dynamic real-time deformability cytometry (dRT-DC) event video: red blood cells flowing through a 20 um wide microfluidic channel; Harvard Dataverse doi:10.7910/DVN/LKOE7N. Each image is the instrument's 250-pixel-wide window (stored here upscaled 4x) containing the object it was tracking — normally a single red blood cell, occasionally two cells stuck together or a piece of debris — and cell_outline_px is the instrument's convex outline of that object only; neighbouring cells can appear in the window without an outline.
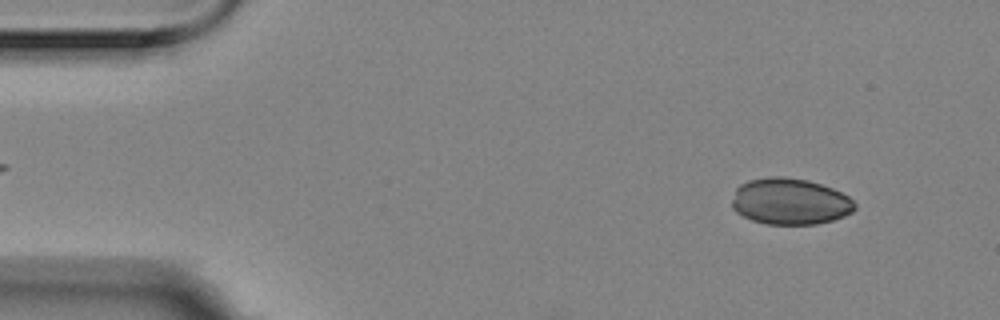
{"species": "Egyptian fruit bat (a non-hibernating species)", "species_latin": "Rousettus aegyptiacus", "temperature_condition": "room temperature", "stored_images_in_passage": 3, "camera_frame_rate_fps": 3000, "um_per_image_px": 0.085, "animal": {"sex": "female"}, "frame": {"image": 1, "passage_image": 1, "time_ms": 0.0, "image_size_px": [1000, 320], "cell_outline_px": [[856, 208], [852, 212], [844, 216], [832, 220], [816, 224], [768, 224], [752, 220], [736, 212], [732, 208], [732, 200], [736, 188], [740, 184], [748, 180], [768, 176], [780, 176], [808, 180], [832, 188], [848, 196], [856, 204]], "centroid_in_image_um": [67.14, 17.11], "position_along_channel_um": 17.9, "area_um2": 33.23}}